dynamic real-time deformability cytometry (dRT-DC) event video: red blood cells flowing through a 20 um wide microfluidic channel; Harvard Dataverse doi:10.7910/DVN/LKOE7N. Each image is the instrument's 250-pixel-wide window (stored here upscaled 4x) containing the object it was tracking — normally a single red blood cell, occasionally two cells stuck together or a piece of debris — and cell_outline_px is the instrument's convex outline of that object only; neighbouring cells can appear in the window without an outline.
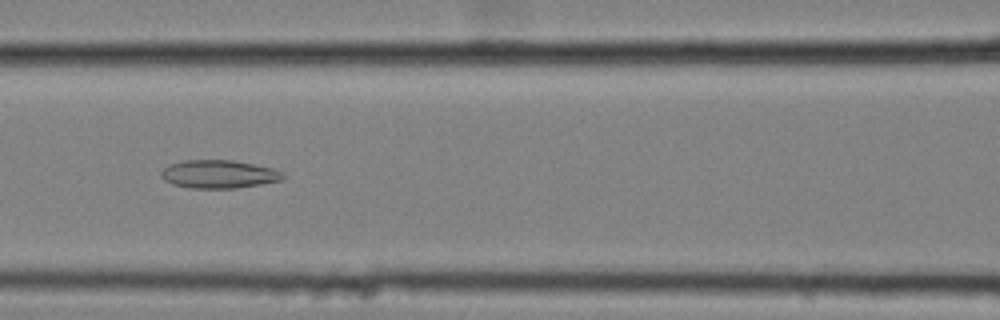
{"species": "common noctule bat (a hibernating species)", "species_latin": "Nyctalus noctula", "temperature_condition": "cold", "stored_images_in_passage": 42, "camera_frame_rate_fps": 3000, "um_per_image_px": 0.085, "animal": {"sex": "female", "body_mass_g": 25.1}, "frame": {"image": 1, "passage_image": 11, "time_ms": 3.333, "image_size_px": [1000, 320], "cell_outline_px": [[284, 176], [280, 180], [260, 184], [236, 188], [192, 188], [172, 184], [164, 180], [160, 176], [160, 172], [168, 164], [184, 160], [232, 160], [272, 168], [284, 172]], "centroid_in_image_um": [18.55, 14.8], "position_along_channel_um": 148.0, "area_um2": 19.94}}
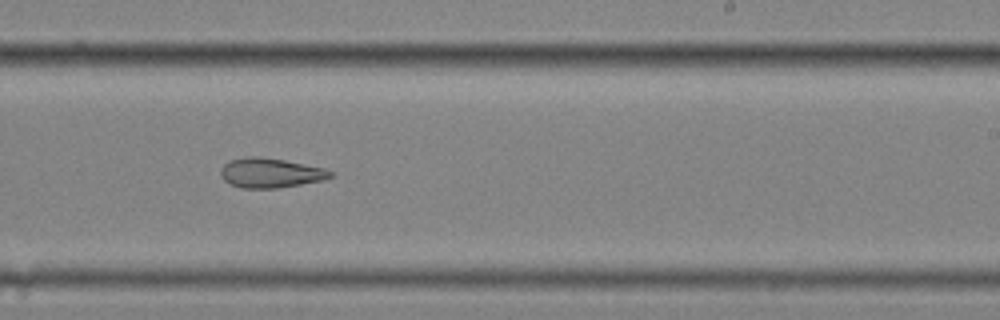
{"frame": {"image": 2, "passage_image": 21, "time_ms": 6.667, "image_size_px": [1000, 320], "cell_outline_px": [[332, 176], [324, 180], [276, 188], [240, 188], [224, 180], [220, 176], [220, 168], [228, 160], [244, 156], [256, 156], [284, 160], [324, 168], [332, 172]], "centroid_in_image_um": [22.93, 14.69], "position_along_channel_um": 266.1, "area_um2": 18.96}}
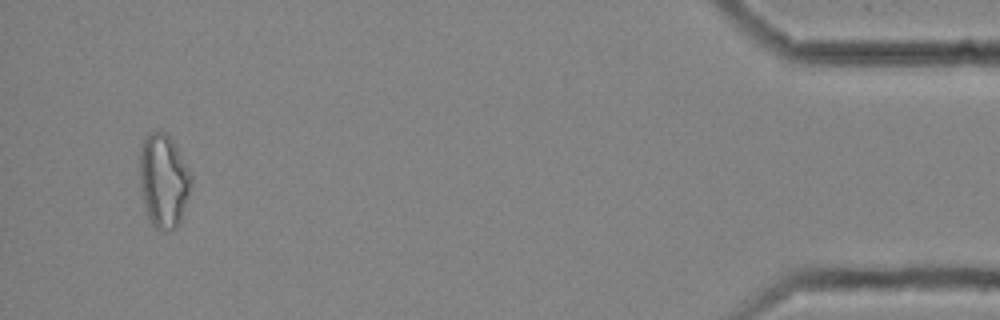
{"frame": {"image": 3, "passage_image": 40, "time_ms": 13.0, "image_size_px": [1000, 320], "cell_outline_px": [[192, 184], [180, 224], [176, 228], [164, 232], [156, 228], [148, 220], [140, 188], [140, 148], [148, 132], [156, 128], [168, 132], [192, 176]], "centroid_in_image_um": [13.9, 15.35], "position_along_channel_um": 421.3, "area_um2": 28.61}, "authors_computed_cell_mechanics": {"area_um2": 21.0103, "velocity_mm_per_s": 3.5497, "shape_relaxation_time_tau1_ms": null, "shape_relaxation_time_tau2_ms": 8.6717, "deformation_change_tau1": null, "deformation_change_tau2": 0.1906}}